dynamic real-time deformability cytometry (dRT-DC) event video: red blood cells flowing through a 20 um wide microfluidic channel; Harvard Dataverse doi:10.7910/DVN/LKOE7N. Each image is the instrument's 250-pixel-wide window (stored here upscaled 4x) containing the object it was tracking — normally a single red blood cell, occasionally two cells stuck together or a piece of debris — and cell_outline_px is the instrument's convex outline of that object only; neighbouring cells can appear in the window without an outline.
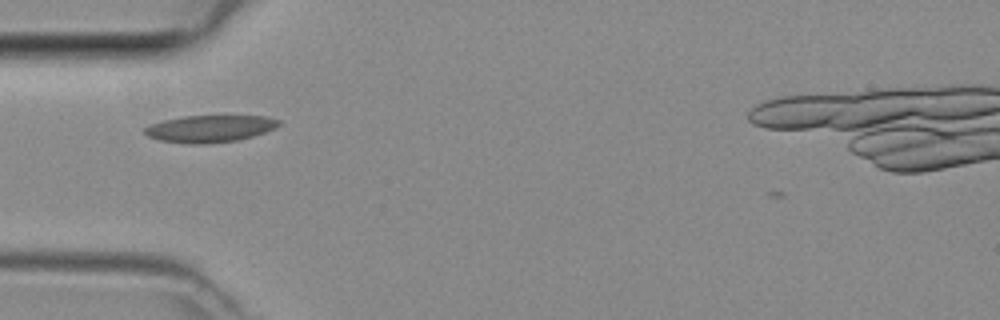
{"species": "common noctule bat (a hibernating species)", "species_latin": "Nyctalus noctula", "temperature_condition": "room temperature", "stored_images_in_passage": 31, "camera_frame_rate_fps": 3000, "um_per_image_px": 0.085, "animal": {"sex": "female", "body_mass_g": 29.2, "forearm_length_mm": 56.3}, "frame": {"image": 1, "passage_image": 1, "time_ms": 0.0, "image_size_px": [1000, 320], "cell_outline_px": [[280, 124], [276, 128], [252, 136], [236, 140], [208, 144], [184, 144], [160, 140], [148, 136], [144, 132], [144, 128], [148, 124], [164, 120], [184, 116], [264, 116], [280, 120]], "centroid_in_image_um": [17.81, 10.94], "position_along_channel_um": 67.2, "area_um2": 21.15}}
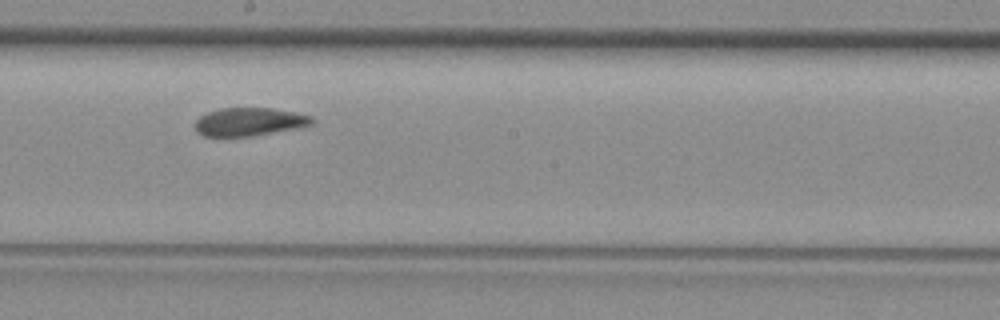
{"frame": {"image": 2, "passage_image": 12, "time_ms": 3.667, "image_size_px": [1000, 320], "cell_outline_px": [[316, 120], [312, 124], [252, 136], [204, 136], [196, 132], [196, 120], [200, 116], [208, 112], [220, 108], [272, 108], [312, 116]], "centroid_in_image_um": [21.16, 10.34], "position_along_channel_um": 227.0, "area_um2": 18.9}}
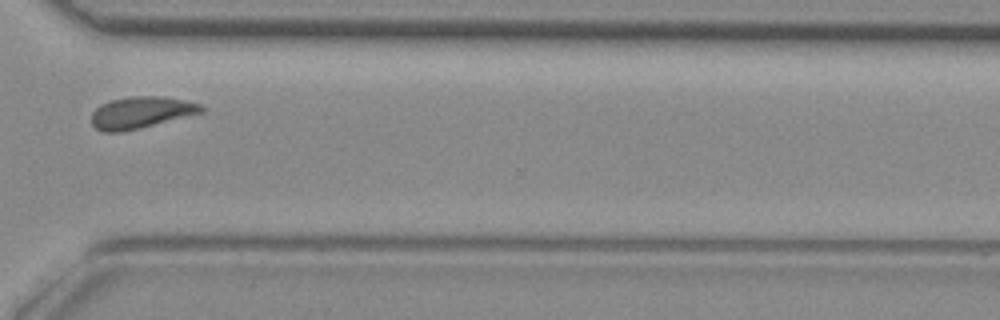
{"frame": {"image": 3, "passage_image": 21, "time_ms": 6.667, "image_size_px": [1000, 320], "cell_outline_px": [[204, 112], [140, 128], [120, 132], [104, 132], [96, 128], [92, 124], [92, 112], [96, 108], [112, 100], [132, 96], [160, 96], [184, 100], [200, 104], [204, 108]], "centroid_in_image_um": [12.0, 9.57], "position_along_channel_um": 358.6, "area_um2": 20.06}}